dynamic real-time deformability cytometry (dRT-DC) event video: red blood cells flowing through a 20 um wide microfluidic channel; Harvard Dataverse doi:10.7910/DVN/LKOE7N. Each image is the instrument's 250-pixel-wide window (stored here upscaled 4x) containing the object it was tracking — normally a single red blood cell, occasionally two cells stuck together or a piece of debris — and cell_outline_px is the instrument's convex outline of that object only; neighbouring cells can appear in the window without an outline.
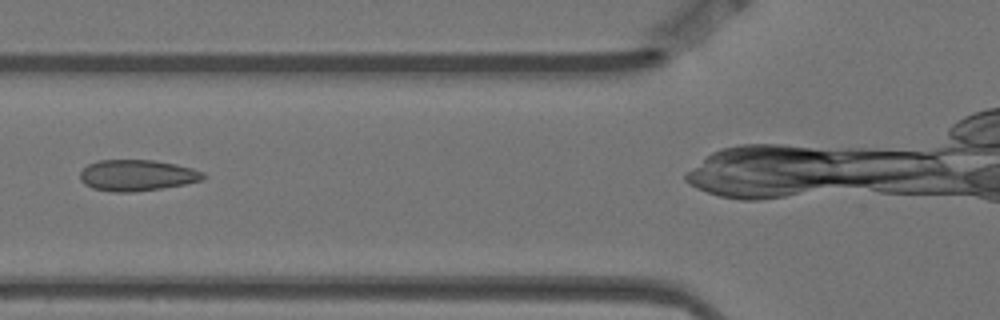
{"species": "Egyptian fruit bat (a non-hibernating species)", "species_latin": "Rousettus aegyptiacus", "temperature_condition": "warm", "stored_images_in_passage": 4, "camera_frame_rate_fps": 3000, "um_per_image_px": 0.085, "animal": {"sex": "female"}, "frame": {"image": 1, "passage_image": 4, "time_ms": 1.0, "image_size_px": [1000, 320], "cell_outline_px": [[208, 176], [200, 180], [184, 184], [160, 188], [132, 192], [112, 192], [92, 188], [84, 184], [80, 180], [80, 172], [88, 164], [96, 160], [152, 160], [176, 164], [192, 168], [204, 172]], "centroid_in_image_um": [11.62, 14.9], "position_along_channel_um": 114.2, "area_um2": 22.37}}